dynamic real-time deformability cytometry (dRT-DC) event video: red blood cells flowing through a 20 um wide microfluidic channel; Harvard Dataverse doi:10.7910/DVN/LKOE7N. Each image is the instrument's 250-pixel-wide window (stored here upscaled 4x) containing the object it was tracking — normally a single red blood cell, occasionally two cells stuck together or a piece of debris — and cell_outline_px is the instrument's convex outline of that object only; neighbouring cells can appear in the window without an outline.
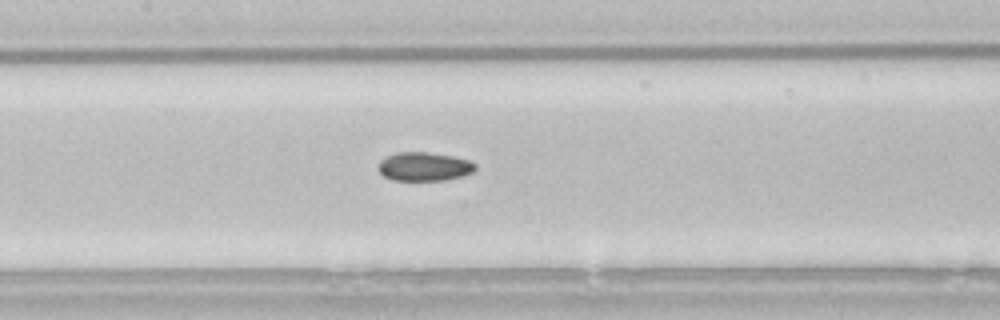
{"species": "common noctule bat (a hibernating species)", "species_latin": "Nyctalus noctula", "temperature_condition": "room temperature", "stored_images_in_passage": 24, "camera_frame_rate_fps": 3000, "um_per_image_px": 0.085, "animal": {"sex": "male", "body_mass_g": 21.5, "forearm_length_mm": 52.0}, "frame": {"image": 1, "passage_image": 9, "time_ms": 2.667, "image_size_px": [1000, 320], "cell_outline_px": [[476, 168], [472, 172], [460, 176], [444, 180], [392, 180], [384, 176], [376, 168], [380, 160], [396, 152], [424, 152], [452, 156], [468, 160], [476, 164]], "centroid_in_image_um": [36.01, 14.16], "position_along_channel_um": 171.4, "area_um2": 16.13}}